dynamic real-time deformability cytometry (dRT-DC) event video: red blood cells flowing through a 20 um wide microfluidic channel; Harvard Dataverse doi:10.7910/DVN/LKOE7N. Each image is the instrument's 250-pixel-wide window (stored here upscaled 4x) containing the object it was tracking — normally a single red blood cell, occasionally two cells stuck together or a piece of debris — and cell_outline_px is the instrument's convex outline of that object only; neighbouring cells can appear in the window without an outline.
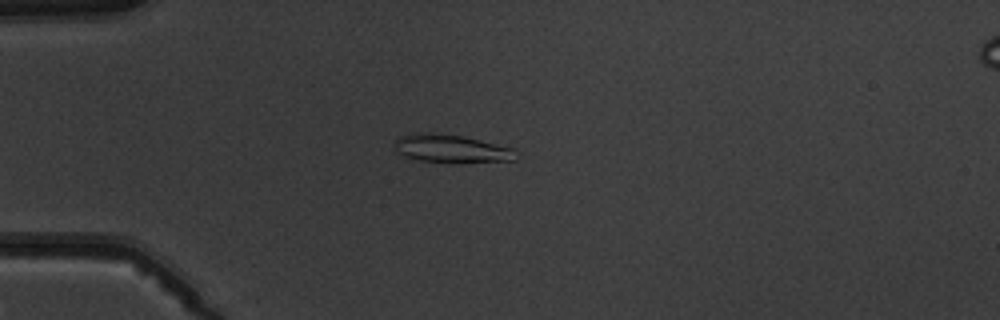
{"species": "common noctule bat (a hibernating species)", "species_latin": "Nyctalus noctula", "temperature_condition": "warm", "stored_images_in_passage": 6, "camera_frame_rate_fps": 3000, "um_per_image_px": 0.085, "animal": {"sex": "male", "body_mass_g": 19.5, "forearm_length_mm": 54.6}, "frame": {"image": 1, "passage_image": 3, "time_ms": 2.333, "image_size_px": [1000, 320], "cell_outline_px": [[516, 160], [460, 164], [456, 164], [420, 160], [404, 156], [396, 152], [396, 140], [400, 136], [416, 132], [424, 132], [460, 136], [480, 140], [516, 148]], "centroid_in_image_um": [38.42, 12.66], "position_along_channel_um": 46.6, "area_um2": 20.23}}
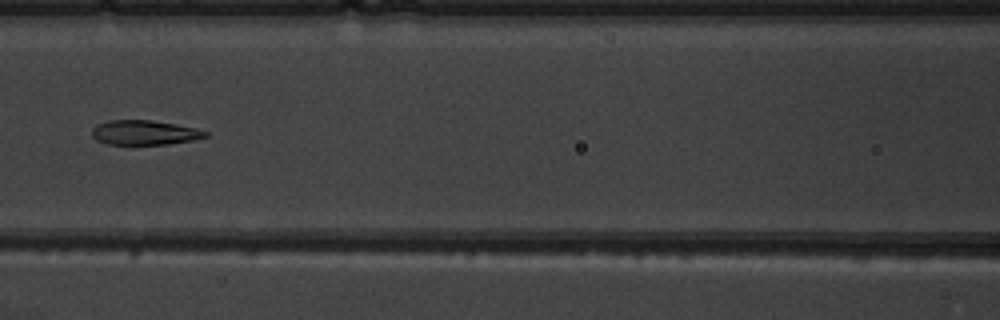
{"frame": {"image": 2, "passage_image": 6, "time_ms": 5.667, "image_size_px": [1000, 320], "cell_outline_px": [[208, 136], [192, 140], [168, 144], [108, 144], [96, 140], [92, 136], [92, 128], [96, 124], [108, 120], [148, 120], [176, 124], [196, 128], [208, 132]], "centroid_in_image_um": [12.25, 11.26], "position_along_channel_um": 154.3, "area_um2": 16.24}}